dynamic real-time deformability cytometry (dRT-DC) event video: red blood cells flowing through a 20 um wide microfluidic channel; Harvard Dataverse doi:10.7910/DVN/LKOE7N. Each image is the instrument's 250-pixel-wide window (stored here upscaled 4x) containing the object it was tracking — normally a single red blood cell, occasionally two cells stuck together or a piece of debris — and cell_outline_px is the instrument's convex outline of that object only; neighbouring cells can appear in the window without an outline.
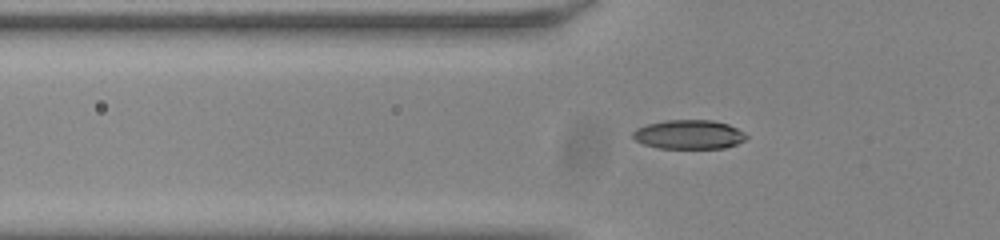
{"species": "common noctule bat (a hibernating species)", "species_latin": "Nyctalus noctula", "temperature_condition": "room temperature", "stored_images_in_passage": 39, "camera_frame_rate_fps": 3000, "um_per_image_px": 0.085, "animal": {"sex": "male", "body_mass_g": 20.0, "forearm_length_mm": 53.3}, "frame": {"image": 1, "passage_image": 4, "time_ms": 1.0, "image_size_px": [1000, 240], "cell_outline_px": [[748, 136], [744, 140], [736, 144], [724, 148], [656, 148], [644, 144], [636, 140], [632, 136], [632, 132], [636, 128], [648, 124], [664, 120], [712, 120], [728, 124], [744, 132]], "centroid_in_image_um": [58.54, 11.43], "position_along_channel_um": 67.3, "area_um2": 19.25}}
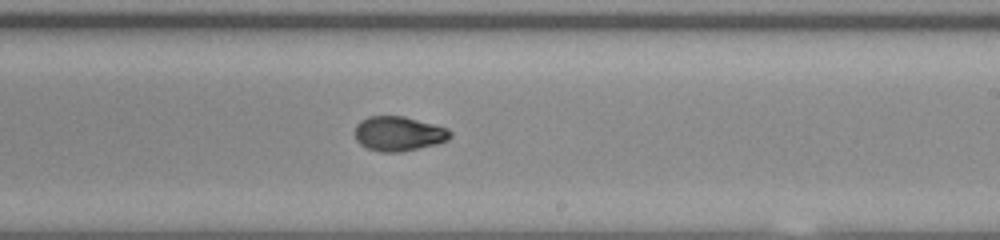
{"frame": {"image": 2, "passage_image": 19, "time_ms": 6.0, "image_size_px": [1000, 240], "cell_outline_px": [[452, 136], [448, 140], [436, 144], [400, 152], [380, 152], [368, 148], [360, 144], [356, 140], [356, 124], [360, 120], [368, 116], [404, 116], [448, 128], [452, 132]], "centroid_in_image_um": [33.89, 11.36], "position_along_channel_um": 255.1, "area_um2": 19.25}}
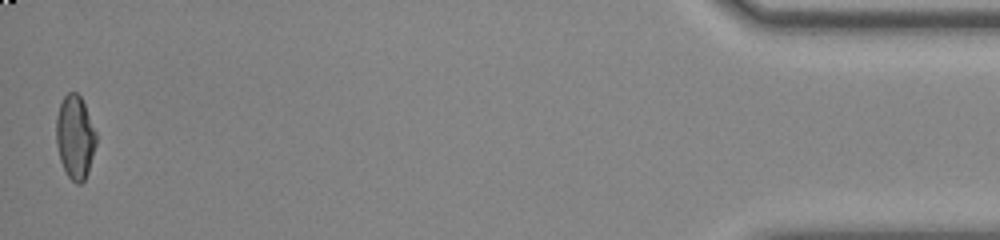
{"frame": {"image": 3, "passage_image": 39, "time_ms": 12.667, "image_size_px": [1000, 240], "cell_outline_px": [[96, 144], [88, 172], [84, 180], [80, 184], [76, 184], [68, 176], [60, 160], [56, 144], [56, 116], [60, 104], [64, 96], [68, 92], [76, 92], [80, 96], [84, 104], [96, 132]], "centroid_in_image_um": [6.37, 11.66], "position_along_channel_um": 428.8, "area_um2": 19.36}, "authors_computed_cell_mechanics": {"area_um2": 19.4208, "velocity_mm_per_s": 3.8144, "shape_relaxation_time_tau1_ms": 4.8213, "shape_relaxation_time_tau2_ms": 1.3912, "deformation_change_tau1": 0.1836, "deformation_change_tau2": 0.0434}}